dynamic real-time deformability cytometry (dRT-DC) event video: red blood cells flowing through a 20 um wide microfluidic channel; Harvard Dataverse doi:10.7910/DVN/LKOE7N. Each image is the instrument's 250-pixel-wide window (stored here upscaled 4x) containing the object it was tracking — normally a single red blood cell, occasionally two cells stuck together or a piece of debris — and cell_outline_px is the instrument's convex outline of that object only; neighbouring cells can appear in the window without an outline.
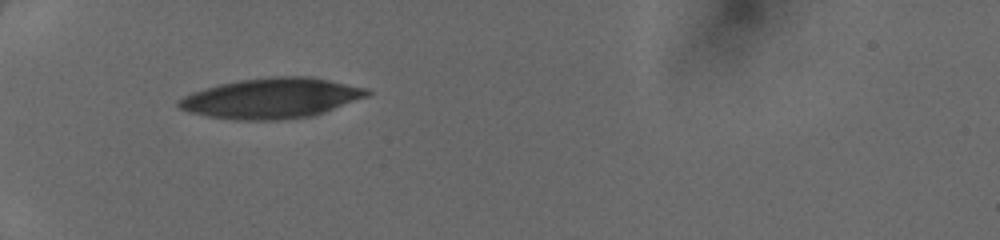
{"species": "human", "species_latin": "Homo sapiens", "temperature_condition": "cold", "stored_images_in_passage": 29, "camera_frame_rate_fps": 3000, "um_per_image_px": 0.085, "donor": {"sex": "female"}, "frame": {"image": 1, "passage_image": 1, "time_ms": 0.0, "image_size_px": [1000, 240], "cell_outline_px": [[372, 92], [368, 96], [316, 116], [284, 120], [236, 120], [208, 116], [188, 112], [180, 108], [176, 104], [176, 100], [192, 92], [220, 84], [240, 80], [272, 76], [308, 76], [328, 80], [364, 88]], "centroid_in_image_um": [23.07, 8.36], "position_along_channel_um": 61.9, "area_um2": 44.33}}
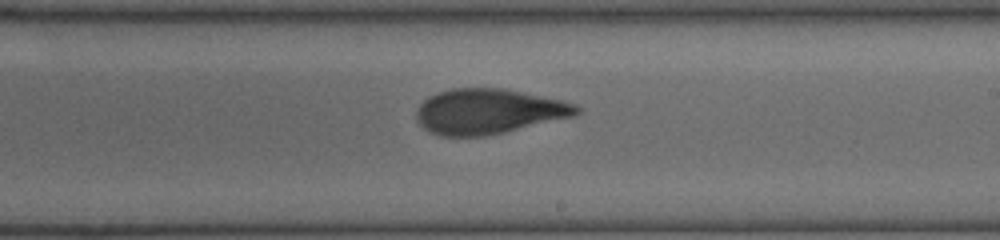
{"frame": {"image": 2, "passage_image": 15, "time_ms": 4.667, "image_size_px": [1000, 240], "cell_outline_px": [[580, 112], [572, 116], [504, 132], [480, 136], [440, 136], [428, 132], [420, 124], [416, 116], [416, 108], [428, 96], [436, 92], [452, 88], [504, 88], [560, 100], [576, 104], [580, 108]], "centroid_in_image_um": [41.46, 9.46], "position_along_channel_um": 247.5, "area_um2": 41.91}}
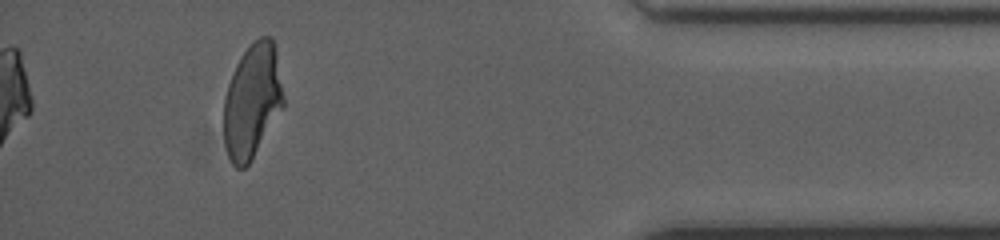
{"frame": {"image": 3, "passage_image": 29, "time_ms": 9.333, "image_size_px": [1000, 240], "cell_outline_px": [[284, 108], [252, 160], [244, 168], [236, 168], [232, 164], [228, 156], [224, 144], [224, 100], [228, 84], [232, 72], [236, 64], [244, 52], [260, 36], [272, 36], [276, 52], [284, 96]], "centroid_in_image_um": [21.45, 8.62], "position_along_channel_um": 413.8, "area_um2": 39.94}}